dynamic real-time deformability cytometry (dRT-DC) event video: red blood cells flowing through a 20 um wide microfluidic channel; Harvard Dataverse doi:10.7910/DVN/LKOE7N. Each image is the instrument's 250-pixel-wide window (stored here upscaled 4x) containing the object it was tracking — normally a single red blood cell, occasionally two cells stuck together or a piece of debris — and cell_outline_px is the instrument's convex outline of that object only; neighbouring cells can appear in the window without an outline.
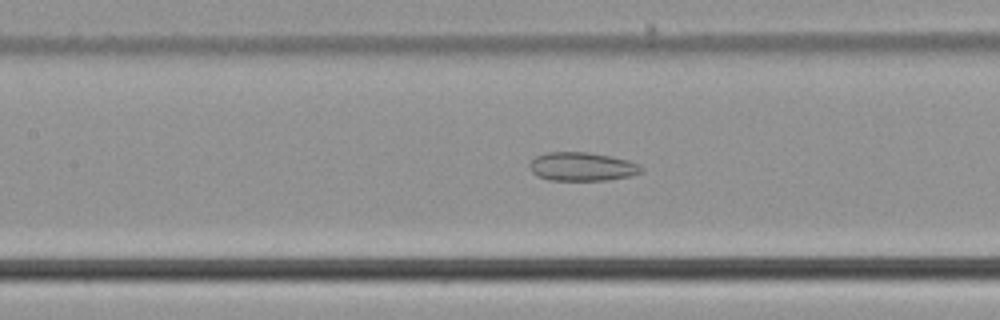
{"species": "common noctule bat (a hibernating species)", "species_latin": "Nyctalus noctula", "temperature_condition": "cold", "stored_images_in_passage": 53, "camera_frame_rate_fps": 3000, "um_per_image_px": 0.085, "animal": {"sex": "male", "body_mass_g": 21.5, "forearm_length_mm": 52.0}, "frame": {"image": 1, "passage_image": 24, "time_ms": 7.667, "image_size_px": [1000, 320], "cell_outline_px": [[644, 172], [628, 176], [608, 180], [548, 180], [536, 176], [528, 168], [528, 164], [536, 156], [548, 152], [588, 152], [628, 160], [640, 164], [644, 168]], "centroid_in_image_um": [49.46, 14.17], "position_along_channel_um": 157.9, "area_um2": 18.79}}
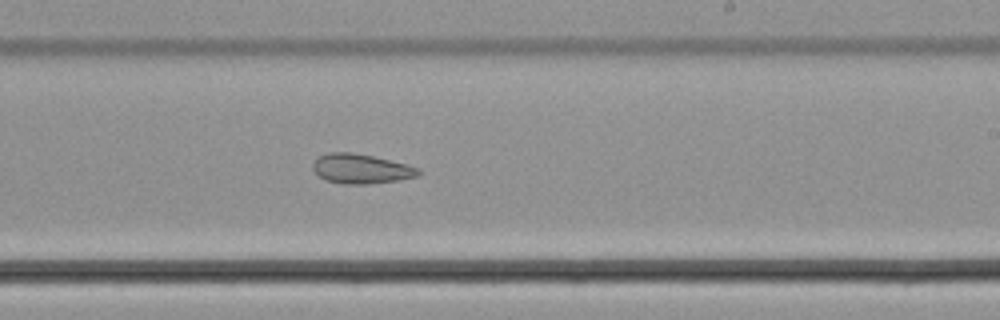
{"frame": {"image": 2, "passage_image": 32, "time_ms": 10.333, "image_size_px": [1000, 320], "cell_outline_px": [[420, 172], [416, 176], [400, 180], [368, 184], [344, 184], [328, 180], [320, 176], [312, 168], [312, 164], [320, 156], [328, 152], [352, 152], [372, 156], [420, 168]], "centroid_in_image_um": [30.68, 14.35], "position_along_channel_um": 258.3, "area_um2": 17.92}}
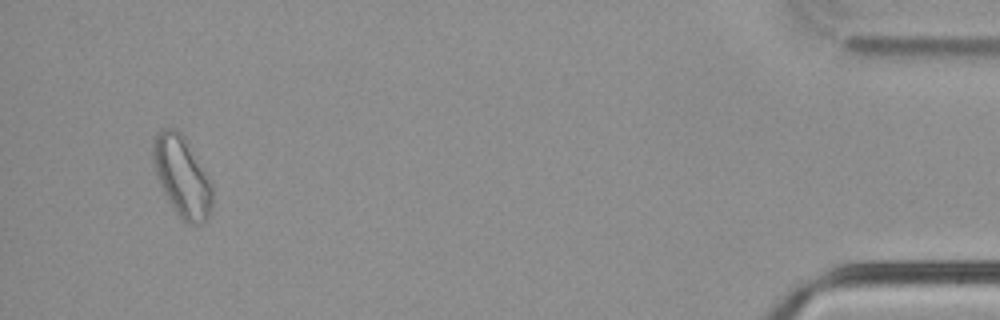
{"frame": {"image": 3, "passage_image": 51, "time_ms": 16.667, "image_size_px": [1000, 320], "cell_outline_px": [[212, 208], [208, 220], [200, 224], [188, 224], [176, 212], [164, 192], [160, 184], [156, 172], [152, 152], [152, 140], [160, 128], [176, 128], [184, 136], [208, 176], [212, 184]], "centroid_in_image_um": [15.48, 14.99], "position_along_channel_um": 419.7, "area_um2": 27.69}, "authors_computed_cell_mechanics": {"area_um2": 23.409, "velocity_mm_per_s": 3.7693, "shape_relaxation_time_tau1_ms": null, "shape_relaxation_time_tau2_ms": 2.4595, "deformation_change_tau1": null, "deformation_change_tau2": 0.0853}}